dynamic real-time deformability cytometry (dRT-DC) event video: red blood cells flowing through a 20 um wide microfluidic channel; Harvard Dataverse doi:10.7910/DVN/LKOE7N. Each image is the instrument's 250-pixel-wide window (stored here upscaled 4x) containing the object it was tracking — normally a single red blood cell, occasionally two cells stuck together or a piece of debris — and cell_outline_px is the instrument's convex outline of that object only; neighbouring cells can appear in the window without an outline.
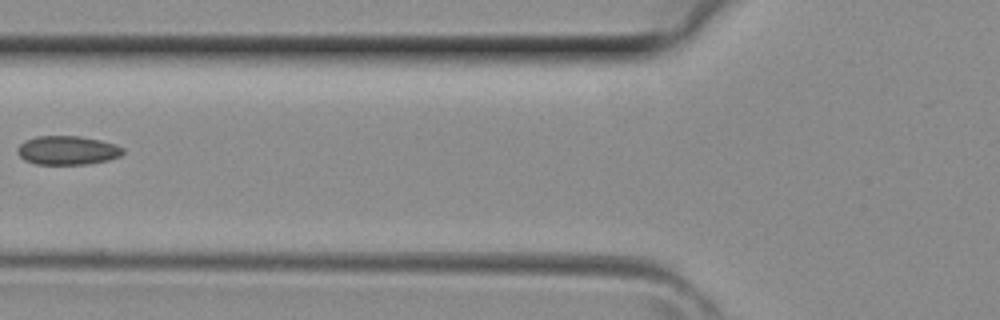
{"species": "common noctule bat (a hibernating species)", "species_latin": "Nyctalus noctula", "temperature_condition": "room temperature", "stored_images_in_passage": 4, "camera_frame_rate_fps": 3000, "um_per_image_px": 0.085, "animal": {"sex": "female", "body_mass_g": 29.2, "forearm_length_mm": 56.3}, "frame": {"image": 1, "passage_image": 4, "time_ms": 1.0, "image_size_px": [1000, 320], "cell_outline_px": [[124, 152], [120, 156], [108, 160], [88, 164], [36, 164], [24, 160], [16, 152], [16, 148], [24, 140], [36, 136], [80, 136], [100, 140], [116, 144], [124, 148]], "centroid_in_image_um": [5.72, 12.77], "position_along_channel_um": 120.1, "area_um2": 17.92}}